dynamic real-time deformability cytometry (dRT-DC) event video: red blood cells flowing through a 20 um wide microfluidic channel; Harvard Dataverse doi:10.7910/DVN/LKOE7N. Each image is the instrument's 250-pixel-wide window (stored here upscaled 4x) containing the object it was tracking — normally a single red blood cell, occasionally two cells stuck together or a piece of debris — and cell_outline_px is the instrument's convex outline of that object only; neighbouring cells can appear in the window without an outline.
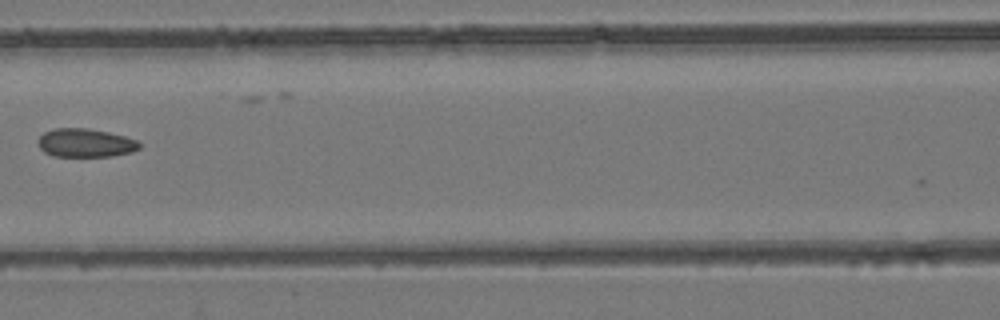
{"species": "common noctule bat (a hibernating species)", "species_latin": "Nyctalus noctula", "temperature_condition": "room temperature", "stored_images_in_passage": 5, "camera_frame_rate_fps": 3000, "um_per_image_px": 0.085, "animal": {"sex": "female", "body_mass_g": 24.6, "forearm_length_mm": 56.2}, "frame": {"image": 1, "passage_image": 5, "time_ms": 4.667, "image_size_px": [1000, 320], "cell_outline_px": [[140, 148], [132, 152], [112, 156], [52, 156], [44, 152], [40, 148], [36, 140], [44, 132], [52, 128], [88, 128], [108, 132], [124, 136], [136, 140], [140, 144]], "centroid_in_image_um": [7.22, 12.14], "position_along_channel_um": 159.4, "area_um2": 16.94}}